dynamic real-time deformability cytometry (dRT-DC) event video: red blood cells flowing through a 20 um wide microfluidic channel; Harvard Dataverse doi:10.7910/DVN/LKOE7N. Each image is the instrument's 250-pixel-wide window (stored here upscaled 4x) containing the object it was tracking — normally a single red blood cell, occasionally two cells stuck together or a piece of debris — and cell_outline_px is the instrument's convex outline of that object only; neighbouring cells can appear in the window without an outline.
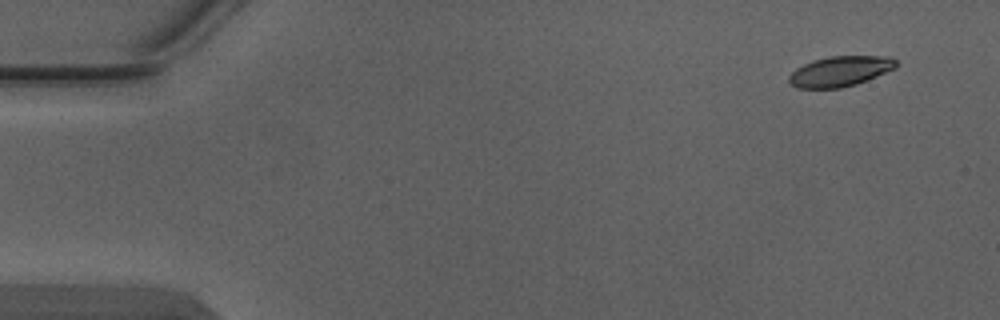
{"species": "Egyptian fruit bat (a non-hibernating species)", "species_latin": "Rousettus aegyptiacus", "temperature_condition": "warm", "stored_images_in_passage": 4, "camera_frame_rate_fps": 3000, "um_per_image_px": 0.085, "animal": {"sex": "male"}, "frame": {"image": 1, "passage_image": 1, "time_ms": 0.0, "image_size_px": [1000, 320], "cell_outline_px": [[896, 68], [856, 84], [840, 88], [796, 88], [788, 80], [788, 76], [796, 68], [812, 60], [828, 56], [892, 56], [896, 60]], "centroid_in_image_um": [71.4, 6.05], "position_along_channel_um": 13.6, "area_um2": 18.9}}
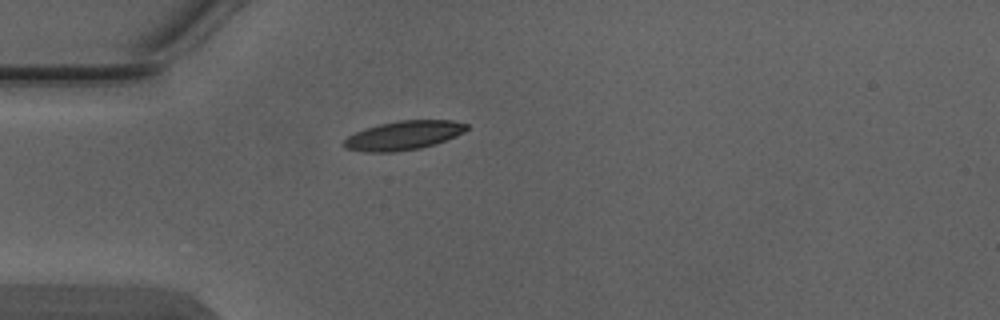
{"frame": {"image": 2, "passage_image": 4, "time_ms": 1.0, "image_size_px": [1000, 320], "cell_outline_px": [[468, 128], [464, 132], [456, 136], [436, 144], [420, 148], [396, 152], [368, 152], [344, 148], [344, 140], [348, 136], [364, 128], [380, 124], [400, 120], [452, 120], [468, 124]], "centroid_in_image_um": [34.32, 11.51], "position_along_channel_um": 50.7, "area_um2": 20.75}}